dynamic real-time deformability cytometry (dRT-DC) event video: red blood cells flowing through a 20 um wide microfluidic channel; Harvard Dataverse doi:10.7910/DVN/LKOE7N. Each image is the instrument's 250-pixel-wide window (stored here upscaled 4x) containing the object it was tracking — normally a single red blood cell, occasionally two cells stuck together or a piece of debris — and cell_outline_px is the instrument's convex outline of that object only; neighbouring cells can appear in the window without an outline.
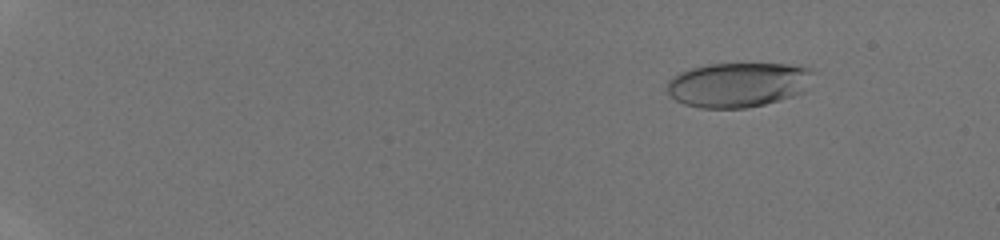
{"species": "human", "species_latin": "Homo sapiens", "temperature_condition": "room temperature", "stored_images_in_passage": 47, "camera_frame_rate_fps": 3000, "um_per_image_px": 0.085, "donor": {"sex": "male"}, "frame": {"image": 1, "passage_image": 7, "time_ms": 2.0, "image_size_px": [1000, 240], "cell_outline_px": [[812, 72], [800, 92], [792, 96], [780, 100], [748, 108], [700, 108], [684, 104], [676, 100], [668, 92], [668, 80], [672, 76], [680, 72], [692, 68], [708, 64], [788, 64], [808, 68]], "centroid_in_image_um": [62.65, 7.21], "position_along_channel_um": 22.3, "area_um2": 37.45}}
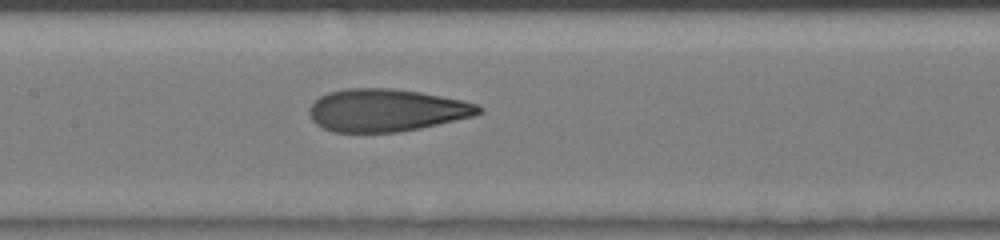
{"frame": {"image": 2, "passage_image": 27, "time_ms": 8.667, "image_size_px": [1000, 240], "cell_outline_px": [[484, 112], [472, 116], [420, 128], [400, 132], [332, 132], [316, 124], [312, 120], [308, 112], [308, 108], [320, 96], [328, 92], [344, 88], [392, 88], [420, 92], [460, 100], [476, 104], [484, 108]], "centroid_in_image_um": [32.8, 9.37], "position_along_channel_um": 174.6, "area_um2": 41.96}}
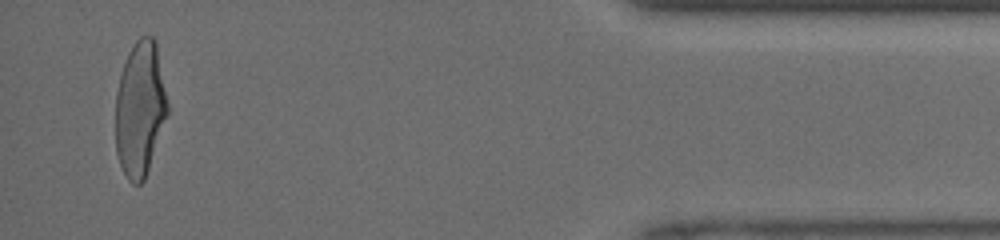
{"frame": {"image": 3, "passage_image": 46, "time_ms": 15.0, "image_size_px": [1000, 240], "cell_outline_px": [[168, 112], [144, 180], [140, 184], [132, 184], [128, 180], [120, 164], [116, 152], [116, 92], [120, 76], [128, 52], [132, 44], [140, 36], [152, 36], [156, 40], [168, 104]], "centroid_in_image_um": [11.9, 9.22], "position_along_channel_um": 423.3, "area_um2": 40.69}}